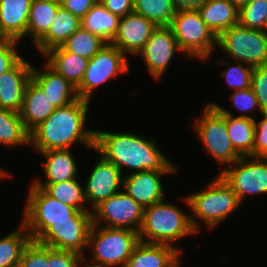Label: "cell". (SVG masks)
<instances>
[{"label":"cell","mask_w":267,"mask_h":267,"mask_svg":"<svg viewBox=\"0 0 267 267\" xmlns=\"http://www.w3.org/2000/svg\"><path fill=\"white\" fill-rule=\"evenodd\" d=\"M0 143L10 147L30 144V132L19 112L0 108Z\"/></svg>","instance_id":"cell-31"},{"label":"cell","mask_w":267,"mask_h":267,"mask_svg":"<svg viewBox=\"0 0 267 267\" xmlns=\"http://www.w3.org/2000/svg\"><path fill=\"white\" fill-rule=\"evenodd\" d=\"M81 27V19L59 6L48 32L35 44L40 53L61 46Z\"/></svg>","instance_id":"cell-26"},{"label":"cell","mask_w":267,"mask_h":267,"mask_svg":"<svg viewBox=\"0 0 267 267\" xmlns=\"http://www.w3.org/2000/svg\"><path fill=\"white\" fill-rule=\"evenodd\" d=\"M100 227L93 224L89 232L87 247L93 250L89 262L106 267H124L140 242L139 233L129 229Z\"/></svg>","instance_id":"cell-4"},{"label":"cell","mask_w":267,"mask_h":267,"mask_svg":"<svg viewBox=\"0 0 267 267\" xmlns=\"http://www.w3.org/2000/svg\"><path fill=\"white\" fill-rule=\"evenodd\" d=\"M18 267H49V247L31 240L22 252Z\"/></svg>","instance_id":"cell-37"},{"label":"cell","mask_w":267,"mask_h":267,"mask_svg":"<svg viewBox=\"0 0 267 267\" xmlns=\"http://www.w3.org/2000/svg\"><path fill=\"white\" fill-rule=\"evenodd\" d=\"M58 2L32 0L27 20V37L36 44L49 30L57 10Z\"/></svg>","instance_id":"cell-29"},{"label":"cell","mask_w":267,"mask_h":267,"mask_svg":"<svg viewBox=\"0 0 267 267\" xmlns=\"http://www.w3.org/2000/svg\"><path fill=\"white\" fill-rule=\"evenodd\" d=\"M24 208V219L21 222L25 225L32 241H36L56 222L71 221L79 212L72 206L61 203L33 183L29 188Z\"/></svg>","instance_id":"cell-6"},{"label":"cell","mask_w":267,"mask_h":267,"mask_svg":"<svg viewBox=\"0 0 267 267\" xmlns=\"http://www.w3.org/2000/svg\"><path fill=\"white\" fill-rule=\"evenodd\" d=\"M18 42L0 35V75L11 69L22 58L16 50Z\"/></svg>","instance_id":"cell-38"},{"label":"cell","mask_w":267,"mask_h":267,"mask_svg":"<svg viewBox=\"0 0 267 267\" xmlns=\"http://www.w3.org/2000/svg\"><path fill=\"white\" fill-rule=\"evenodd\" d=\"M156 27L147 18L132 12L120 18L117 33L111 44L125 55L138 56Z\"/></svg>","instance_id":"cell-16"},{"label":"cell","mask_w":267,"mask_h":267,"mask_svg":"<svg viewBox=\"0 0 267 267\" xmlns=\"http://www.w3.org/2000/svg\"><path fill=\"white\" fill-rule=\"evenodd\" d=\"M207 105L214 106L220 113L226 115L227 131L234 149L241 156L253 157L255 119L247 113L234 116L230 110L222 108L217 103H208Z\"/></svg>","instance_id":"cell-21"},{"label":"cell","mask_w":267,"mask_h":267,"mask_svg":"<svg viewBox=\"0 0 267 267\" xmlns=\"http://www.w3.org/2000/svg\"><path fill=\"white\" fill-rule=\"evenodd\" d=\"M42 1H47V2H58V3L61 2V0H42Z\"/></svg>","instance_id":"cell-49"},{"label":"cell","mask_w":267,"mask_h":267,"mask_svg":"<svg viewBox=\"0 0 267 267\" xmlns=\"http://www.w3.org/2000/svg\"><path fill=\"white\" fill-rule=\"evenodd\" d=\"M175 267H181V266H180V262H179Z\"/></svg>","instance_id":"cell-50"},{"label":"cell","mask_w":267,"mask_h":267,"mask_svg":"<svg viewBox=\"0 0 267 267\" xmlns=\"http://www.w3.org/2000/svg\"><path fill=\"white\" fill-rule=\"evenodd\" d=\"M44 65L43 71L32 67L31 79L43 90L55 108L66 106L79 99L75 86L47 63Z\"/></svg>","instance_id":"cell-19"},{"label":"cell","mask_w":267,"mask_h":267,"mask_svg":"<svg viewBox=\"0 0 267 267\" xmlns=\"http://www.w3.org/2000/svg\"><path fill=\"white\" fill-rule=\"evenodd\" d=\"M99 0H61L60 6L82 19Z\"/></svg>","instance_id":"cell-43"},{"label":"cell","mask_w":267,"mask_h":267,"mask_svg":"<svg viewBox=\"0 0 267 267\" xmlns=\"http://www.w3.org/2000/svg\"><path fill=\"white\" fill-rule=\"evenodd\" d=\"M92 212L79 211L71 221L56 222L36 242L57 250L72 251L84 256L90 229Z\"/></svg>","instance_id":"cell-12"},{"label":"cell","mask_w":267,"mask_h":267,"mask_svg":"<svg viewBox=\"0 0 267 267\" xmlns=\"http://www.w3.org/2000/svg\"><path fill=\"white\" fill-rule=\"evenodd\" d=\"M112 14L124 17L133 12L134 0H99Z\"/></svg>","instance_id":"cell-44"},{"label":"cell","mask_w":267,"mask_h":267,"mask_svg":"<svg viewBox=\"0 0 267 267\" xmlns=\"http://www.w3.org/2000/svg\"><path fill=\"white\" fill-rule=\"evenodd\" d=\"M6 176L7 177L10 176L9 172H7V170L5 171V170L0 168V180L3 179V178H6Z\"/></svg>","instance_id":"cell-48"},{"label":"cell","mask_w":267,"mask_h":267,"mask_svg":"<svg viewBox=\"0 0 267 267\" xmlns=\"http://www.w3.org/2000/svg\"><path fill=\"white\" fill-rule=\"evenodd\" d=\"M88 100L76 101L59 108L30 132V145L37 152L70 149L80 142L94 150L95 129H86Z\"/></svg>","instance_id":"cell-2"},{"label":"cell","mask_w":267,"mask_h":267,"mask_svg":"<svg viewBox=\"0 0 267 267\" xmlns=\"http://www.w3.org/2000/svg\"><path fill=\"white\" fill-rule=\"evenodd\" d=\"M253 157L267 158V113H262L260 122L255 120Z\"/></svg>","instance_id":"cell-42"},{"label":"cell","mask_w":267,"mask_h":267,"mask_svg":"<svg viewBox=\"0 0 267 267\" xmlns=\"http://www.w3.org/2000/svg\"><path fill=\"white\" fill-rule=\"evenodd\" d=\"M180 252L175 246L140 241L124 267H175Z\"/></svg>","instance_id":"cell-20"},{"label":"cell","mask_w":267,"mask_h":267,"mask_svg":"<svg viewBox=\"0 0 267 267\" xmlns=\"http://www.w3.org/2000/svg\"><path fill=\"white\" fill-rule=\"evenodd\" d=\"M251 88L261 110L267 113V65L253 67Z\"/></svg>","instance_id":"cell-39"},{"label":"cell","mask_w":267,"mask_h":267,"mask_svg":"<svg viewBox=\"0 0 267 267\" xmlns=\"http://www.w3.org/2000/svg\"><path fill=\"white\" fill-rule=\"evenodd\" d=\"M197 11L217 37L239 23V9L230 0H206Z\"/></svg>","instance_id":"cell-24"},{"label":"cell","mask_w":267,"mask_h":267,"mask_svg":"<svg viewBox=\"0 0 267 267\" xmlns=\"http://www.w3.org/2000/svg\"><path fill=\"white\" fill-rule=\"evenodd\" d=\"M200 118L194 123L195 132L214 159L224 167L219 175L242 156L234 149L228 135L226 115L214 106L205 105Z\"/></svg>","instance_id":"cell-8"},{"label":"cell","mask_w":267,"mask_h":267,"mask_svg":"<svg viewBox=\"0 0 267 267\" xmlns=\"http://www.w3.org/2000/svg\"><path fill=\"white\" fill-rule=\"evenodd\" d=\"M170 27L181 52L188 58L205 60L217 48V36L202 21L197 9L176 10Z\"/></svg>","instance_id":"cell-7"},{"label":"cell","mask_w":267,"mask_h":267,"mask_svg":"<svg viewBox=\"0 0 267 267\" xmlns=\"http://www.w3.org/2000/svg\"><path fill=\"white\" fill-rule=\"evenodd\" d=\"M85 260H86L85 257H83V259H82L79 267H82V266L83 267H106V266H101V265L93 264V263L89 262L88 260H86L87 261L86 262ZM82 263H83V265H82Z\"/></svg>","instance_id":"cell-47"},{"label":"cell","mask_w":267,"mask_h":267,"mask_svg":"<svg viewBox=\"0 0 267 267\" xmlns=\"http://www.w3.org/2000/svg\"><path fill=\"white\" fill-rule=\"evenodd\" d=\"M236 63L237 65H229L226 70H222L220 75L235 91L251 88L253 67L247 64L243 67L244 63L238 61Z\"/></svg>","instance_id":"cell-36"},{"label":"cell","mask_w":267,"mask_h":267,"mask_svg":"<svg viewBox=\"0 0 267 267\" xmlns=\"http://www.w3.org/2000/svg\"><path fill=\"white\" fill-rule=\"evenodd\" d=\"M217 47L236 62L252 67L267 65V31L238 24L217 37Z\"/></svg>","instance_id":"cell-9"},{"label":"cell","mask_w":267,"mask_h":267,"mask_svg":"<svg viewBox=\"0 0 267 267\" xmlns=\"http://www.w3.org/2000/svg\"><path fill=\"white\" fill-rule=\"evenodd\" d=\"M84 256L49 247V267H79Z\"/></svg>","instance_id":"cell-41"},{"label":"cell","mask_w":267,"mask_h":267,"mask_svg":"<svg viewBox=\"0 0 267 267\" xmlns=\"http://www.w3.org/2000/svg\"><path fill=\"white\" fill-rule=\"evenodd\" d=\"M155 140L133 133H115L95 130L94 150L103 159L115 164L122 172L127 167L140 171H179L158 149Z\"/></svg>","instance_id":"cell-1"},{"label":"cell","mask_w":267,"mask_h":267,"mask_svg":"<svg viewBox=\"0 0 267 267\" xmlns=\"http://www.w3.org/2000/svg\"><path fill=\"white\" fill-rule=\"evenodd\" d=\"M93 210L94 225L106 222L107 225L104 227L129 229L136 232H139L142 225L144 208L124 191L113 194Z\"/></svg>","instance_id":"cell-13"},{"label":"cell","mask_w":267,"mask_h":267,"mask_svg":"<svg viewBox=\"0 0 267 267\" xmlns=\"http://www.w3.org/2000/svg\"><path fill=\"white\" fill-rule=\"evenodd\" d=\"M220 176L235 192L240 203L246 195L267 194V158L265 157L242 156Z\"/></svg>","instance_id":"cell-11"},{"label":"cell","mask_w":267,"mask_h":267,"mask_svg":"<svg viewBox=\"0 0 267 267\" xmlns=\"http://www.w3.org/2000/svg\"><path fill=\"white\" fill-rule=\"evenodd\" d=\"M178 171H140L123 178L122 189L143 208L164 200L161 176Z\"/></svg>","instance_id":"cell-17"},{"label":"cell","mask_w":267,"mask_h":267,"mask_svg":"<svg viewBox=\"0 0 267 267\" xmlns=\"http://www.w3.org/2000/svg\"><path fill=\"white\" fill-rule=\"evenodd\" d=\"M106 44L107 42L100 36L80 27L61 47L67 52L75 53L90 60Z\"/></svg>","instance_id":"cell-34"},{"label":"cell","mask_w":267,"mask_h":267,"mask_svg":"<svg viewBox=\"0 0 267 267\" xmlns=\"http://www.w3.org/2000/svg\"><path fill=\"white\" fill-rule=\"evenodd\" d=\"M230 98L232 102L231 104L235 106L238 111L240 110L241 112L246 113L248 111L252 112L258 109L260 115L264 113L260 108L257 97L252 88L236 90L230 95Z\"/></svg>","instance_id":"cell-40"},{"label":"cell","mask_w":267,"mask_h":267,"mask_svg":"<svg viewBox=\"0 0 267 267\" xmlns=\"http://www.w3.org/2000/svg\"><path fill=\"white\" fill-rule=\"evenodd\" d=\"M240 26L267 31V0H252L239 9Z\"/></svg>","instance_id":"cell-35"},{"label":"cell","mask_w":267,"mask_h":267,"mask_svg":"<svg viewBox=\"0 0 267 267\" xmlns=\"http://www.w3.org/2000/svg\"><path fill=\"white\" fill-rule=\"evenodd\" d=\"M238 9L242 6L249 4L252 0H230Z\"/></svg>","instance_id":"cell-46"},{"label":"cell","mask_w":267,"mask_h":267,"mask_svg":"<svg viewBox=\"0 0 267 267\" xmlns=\"http://www.w3.org/2000/svg\"><path fill=\"white\" fill-rule=\"evenodd\" d=\"M193 214L212 229L241 204L226 181L218 175L203 190L183 198Z\"/></svg>","instance_id":"cell-5"},{"label":"cell","mask_w":267,"mask_h":267,"mask_svg":"<svg viewBox=\"0 0 267 267\" xmlns=\"http://www.w3.org/2000/svg\"><path fill=\"white\" fill-rule=\"evenodd\" d=\"M55 110L47 95L31 79L25 89L22 109L19 112L25 128L31 132Z\"/></svg>","instance_id":"cell-23"},{"label":"cell","mask_w":267,"mask_h":267,"mask_svg":"<svg viewBox=\"0 0 267 267\" xmlns=\"http://www.w3.org/2000/svg\"><path fill=\"white\" fill-rule=\"evenodd\" d=\"M126 56L128 55L115 45L107 43L88 61L83 79L76 88L78 97L91 101L90 98L99 85L112 79L111 77L116 78L119 73H130Z\"/></svg>","instance_id":"cell-10"},{"label":"cell","mask_w":267,"mask_h":267,"mask_svg":"<svg viewBox=\"0 0 267 267\" xmlns=\"http://www.w3.org/2000/svg\"><path fill=\"white\" fill-rule=\"evenodd\" d=\"M44 157L43 169L46 181L39 179L32 183H58L67 180L77 179L78 166L70 149H58L39 152ZM47 177V178H46Z\"/></svg>","instance_id":"cell-27"},{"label":"cell","mask_w":267,"mask_h":267,"mask_svg":"<svg viewBox=\"0 0 267 267\" xmlns=\"http://www.w3.org/2000/svg\"><path fill=\"white\" fill-rule=\"evenodd\" d=\"M206 0H173L176 10L197 9Z\"/></svg>","instance_id":"cell-45"},{"label":"cell","mask_w":267,"mask_h":267,"mask_svg":"<svg viewBox=\"0 0 267 267\" xmlns=\"http://www.w3.org/2000/svg\"><path fill=\"white\" fill-rule=\"evenodd\" d=\"M20 228L0 239V267H18L24 248L31 237L21 222Z\"/></svg>","instance_id":"cell-32"},{"label":"cell","mask_w":267,"mask_h":267,"mask_svg":"<svg viewBox=\"0 0 267 267\" xmlns=\"http://www.w3.org/2000/svg\"><path fill=\"white\" fill-rule=\"evenodd\" d=\"M123 178V173L115 164L100 156L84 188L86 203H91L90 207L94 209L102 201L118 193L123 185Z\"/></svg>","instance_id":"cell-15"},{"label":"cell","mask_w":267,"mask_h":267,"mask_svg":"<svg viewBox=\"0 0 267 267\" xmlns=\"http://www.w3.org/2000/svg\"><path fill=\"white\" fill-rule=\"evenodd\" d=\"M42 55L46 57V63L73 86L77 88L80 85L88 59L67 52L61 46L51 48Z\"/></svg>","instance_id":"cell-25"},{"label":"cell","mask_w":267,"mask_h":267,"mask_svg":"<svg viewBox=\"0 0 267 267\" xmlns=\"http://www.w3.org/2000/svg\"><path fill=\"white\" fill-rule=\"evenodd\" d=\"M119 21V16L110 13L98 1L81 19V27L111 43L117 33Z\"/></svg>","instance_id":"cell-28"},{"label":"cell","mask_w":267,"mask_h":267,"mask_svg":"<svg viewBox=\"0 0 267 267\" xmlns=\"http://www.w3.org/2000/svg\"><path fill=\"white\" fill-rule=\"evenodd\" d=\"M32 0H0V35L19 41L27 37Z\"/></svg>","instance_id":"cell-22"},{"label":"cell","mask_w":267,"mask_h":267,"mask_svg":"<svg viewBox=\"0 0 267 267\" xmlns=\"http://www.w3.org/2000/svg\"><path fill=\"white\" fill-rule=\"evenodd\" d=\"M133 12L150 20L155 26H170L176 13L173 0H134Z\"/></svg>","instance_id":"cell-33"},{"label":"cell","mask_w":267,"mask_h":267,"mask_svg":"<svg viewBox=\"0 0 267 267\" xmlns=\"http://www.w3.org/2000/svg\"><path fill=\"white\" fill-rule=\"evenodd\" d=\"M32 67L22 57L11 69L0 75V108L21 111Z\"/></svg>","instance_id":"cell-18"},{"label":"cell","mask_w":267,"mask_h":267,"mask_svg":"<svg viewBox=\"0 0 267 267\" xmlns=\"http://www.w3.org/2000/svg\"><path fill=\"white\" fill-rule=\"evenodd\" d=\"M192 217L164 199L144 208L139 239L145 243L172 246L170 243L200 231L198 221Z\"/></svg>","instance_id":"cell-3"},{"label":"cell","mask_w":267,"mask_h":267,"mask_svg":"<svg viewBox=\"0 0 267 267\" xmlns=\"http://www.w3.org/2000/svg\"><path fill=\"white\" fill-rule=\"evenodd\" d=\"M43 188L50 196L61 203L70 205L81 212H92L86 205L84 189L77 179L67 180L58 183H33Z\"/></svg>","instance_id":"cell-30"},{"label":"cell","mask_w":267,"mask_h":267,"mask_svg":"<svg viewBox=\"0 0 267 267\" xmlns=\"http://www.w3.org/2000/svg\"><path fill=\"white\" fill-rule=\"evenodd\" d=\"M177 51L181 52L171 27L158 26L138 55L142 56L151 76L159 79L166 72Z\"/></svg>","instance_id":"cell-14"}]
</instances>
